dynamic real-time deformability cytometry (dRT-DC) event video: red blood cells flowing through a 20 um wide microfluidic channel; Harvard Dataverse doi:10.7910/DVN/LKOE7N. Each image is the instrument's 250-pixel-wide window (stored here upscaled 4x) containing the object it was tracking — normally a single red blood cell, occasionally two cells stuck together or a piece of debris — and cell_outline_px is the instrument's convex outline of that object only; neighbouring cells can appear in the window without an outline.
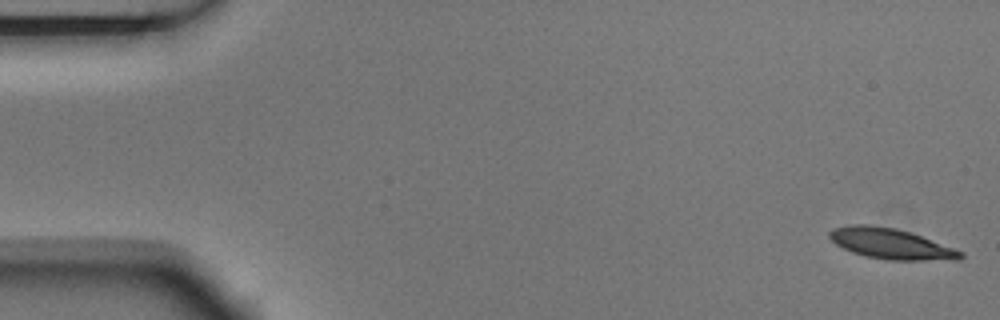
{"species": "Egyptian fruit bat (a non-hibernating species)", "species_latin": "Rousettus aegyptiacus", "temperature_condition": "room temperature", "stored_images_in_passage": 6, "segment_of_instrument_passage": [1, 2], "camera_frame_rate_fps": 3000, "um_per_image_px": 0.085, "animal": {"sex": "male"}, "frame": {"image": 1, "passage_image": 1, "time_ms": 0.0, "image_size_px": [1000, 320], "cell_outline_px": [[964, 256], [960, 260], [888, 260], [864, 256], [852, 252], [836, 244], [828, 236], [828, 232], [832, 228], [852, 224], [868, 224], [896, 228], [920, 236], [964, 252]], "centroid_in_image_um": [75.7, 20.72], "position_along_channel_um": 9.3, "area_um2": 23.29}}